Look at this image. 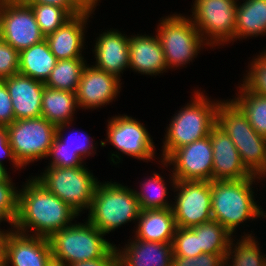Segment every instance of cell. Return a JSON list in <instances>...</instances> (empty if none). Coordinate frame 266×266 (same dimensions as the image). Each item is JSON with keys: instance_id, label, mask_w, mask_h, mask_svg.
I'll return each mask as SVG.
<instances>
[{"instance_id": "39", "label": "cell", "mask_w": 266, "mask_h": 266, "mask_svg": "<svg viewBox=\"0 0 266 266\" xmlns=\"http://www.w3.org/2000/svg\"><path fill=\"white\" fill-rule=\"evenodd\" d=\"M11 179L0 181V207L15 220L18 211L19 191L14 187Z\"/></svg>"}, {"instance_id": "10", "label": "cell", "mask_w": 266, "mask_h": 266, "mask_svg": "<svg viewBox=\"0 0 266 266\" xmlns=\"http://www.w3.org/2000/svg\"><path fill=\"white\" fill-rule=\"evenodd\" d=\"M238 0H195L190 17L205 44L214 47L235 41ZM210 38V39H207Z\"/></svg>"}, {"instance_id": "7", "label": "cell", "mask_w": 266, "mask_h": 266, "mask_svg": "<svg viewBox=\"0 0 266 266\" xmlns=\"http://www.w3.org/2000/svg\"><path fill=\"white\" fill-rule=\"evenodd\" d=\"M41 175L33 176L48 191L68 204L78 214L90 209L95 189L100 181L87 167H47ZM89 170V171H88Z\"/></svg>"}, {"instance_id": "32", "label": "cell", "mask_w": 266, "mask_h": 266, "mask_svg": "<svg viewBox=\"0 0 266 266\" xmlns=\"http://www.w3.org/2000/svg\"><path fill=\"white\" fill-rule=\"evenodd\" d=\"M42 34L46 37L64 25L73 16L64 8L48 4H28Z\"/></svg>"}, {"instance_id": "11", "label": "cell", "mask_w": 266, "mask_h": 266, "mask_svg": "<svg viewBox=\"0 0 266 266\" xmlns=\"http://www.w3.org/2000/svg\"><path fill=\"white\" fill-rule=\"evenodd\" d=\"M170 179L178 191L171 207L176 226L191 228L211 221V181L176 180L173 174Z\"/></svg>"}, {"instance_id": "4", "label": "cell", "mask_w": 266, "mask_h": 266, "mask_svg": "<svg viewBox=\"0 0 266 266\" xmlns=\"http://www.w3.org/2000/svg\"><path fill=\"white\" fill-rule=\"evenodd\" d=\"M140 211L134 189L117 182H100L87 220L106 235L128 222L137 221Z\"/></svg>"}, {"instance_id": "47", "label": "cell", "mask_w": 266, "mask_h": 266, "mask_svg": "<svg viewBox=\"0 0 266 266\" xmlns=\"http://www.w3.org/2000/svg\"><path fill=\"white\" fill-rule=\"evenodd\" d=\"M46 266H70V265L64 261L51 257Z\"/></svg>"}, {"instance_id": "13", "label": "cell", "mask_w": 266, "mask_h": 266, "mask_svg": "<svg viewBox=\"0 0 266 266\" xmlns=\"http://www.w3.org/2000/svg\"><path fill=\"white\" fill-rule=\"evenodd\" d=\"M107 139L100 141L102 147L106 141L120 150L122 154L150 161L155 155V145L143 123L128 115H118L108 120Z\"/></svg>"}, {"instance_id": "40", "label": "cell", "mask_w": 266, "mask_h": 266, "mask_svg": "<svg viewBox=\"0 0 266 266\" xmlns=\"http://www.w3.org/2000/svg\"><path fill=\"white\" fill-rule=\"evenodd\" d=\"M15 121L9 91L3 80H0V127H5Z\"/></svg>"}, {"instance_id": "30", "label": "cell", "mask_w": 266, "mask_h": 266, "mask_svg": "<svg viewBox=\"0 0 266 266\" xmlns=\"http://www.w3.org/2000/svg\"><path fill=\"white\" fill-rule=\"evenodd\" d=\"M243 237L241 236L242 239H239L236 244L233 243L234 239L231 240L225 255V266H265L266 255H262L256 238L252 236V233L245 234ZM230 259L232 263H229Z\"/></svg>"}, {"instance_id": "38", "label": "cell", "mask_w": 266, "mask_h": 266, "mask_svg": "<svg viewBox=\"0 0 266 266\" xmlns=\"http://www.w3.org/2000/svg\"><path fill=\"white\" fill-rule=\"evenodd\" d=\"M171 266H225L223 254L202 253L196 257L172 255Z\"/></svg>"}, {"instance_id": "24", "label": "cell", "mask_w": 266, "mask_h": 266, "mask_svg": "<svg viewBox=\"0 0 266 266\" xmlns=\"http://www.w3.org/2000/svg\"><path fill=\"white\" fill-rule=\"evenodd\" d=\"M79 108L76 93L45 86L42 95L41 116L55 126L72 123Z\"/></svg>"}, {"instance_id": "48", "label": "cell", "mask_w": 266, "mask_h": 266, "mask_svg": "<svg viewBox=\"0 0 266 266\" xmlns=\"http://www.w3.org/2000/svg\"><path fill=\"white\" fill-rule=\"evenodd\" d=\"M266 176V160H265V163L261 166V168L254 174V177L255 179H258L260 180L261 177H262V180H263V177L265 178Z\"/></svg>"}, {"instance_id": "17", "label": "cell", "mask_w": 266, "mask_h": 266, "mask_svg": "<svg viewBox=\"0 0 266 266\" xmlns=\"http://www.w3.org/2000/svg\"><path fill=\"white\" fill-rule=\"evenodd\" d=\"M51 257L48 238L13 229L7 244L6 266H46Z\"/></svg>"}, {"instance_id": "15", "label": "cell", "mask_w": 266, "mask_h": 266, "mask_svg": "<svg viewBox=\"0 0 266 266\" xmlns=\"http://www.w3.org/2000/svg\"><path fill=\"white\" fill-rule=\"evenodd\" d=\"M91 66L86 64L81 73L76 91L79 109H96L110 104L120 93V79Z\"/></svg>"}, {"instance_id": "42", "label": "cell", "mask_w": 266, "mask_h": 266, "mask_svg": "<svg viewBox=\"0 0 266 266\" xmlns=\"http://www.w3.org/2000/svg\"><path fill=\"white\" fill-rule=\"evenodd\" d=\"M4 157H8L9 160L13 163L14 168L17 167L22 169V166L17 162L14 157L12 148L8 142V134L5 127H0V165H4L1 161Z\"/></svg>"}, {"instance_id": "25", "label": "cell", "mask_w": 266, "mask_h": 266, "mask_svg": "<svg viewBox=\"0 0 266 266\" xmlns=\"http://www.w3.org/2000/svg\"><path fill=\"white\" fill-rule=\"evenodd\" d=\"M57 61L44 39L19 52V73L45 83Z\"/></svg>"}, {"instance_id": "22", "label": "cell", "mask_w": 266, "mask_h": 266, "mask_svg": "<svg viewBox=\"0 0 266 266\" xmlns=\"http://www.w3.org/2000/svg\"><path fill=\"white\" fill-rule=\"evenodd\" d=\"M116 251L118 266H171L173 245L133 239Z\"/></svg>"}, {"instance_id": "28", "label": "cell", "mask_w": 266, "mask_h": 266, "mask_svg": "<svg viewBox=\"0 0 266 266\" xmlns=\"http://www.w3.org/2000/svg\"><path fill=\"white\" fill-rule=\"evenodd\" d=\"M85 62L84 58L58 60L44 85L76 93Z\"/></svg>"}, {"instance_id": "34", "label": "cell", "mask_w": 266, "mask_h": 266, "mask_svg": "<svg viewBox=\"0 0 266 266\" xmlns=\"http://www.w3.org/2000/svg\"><path fill=\"white\" fill-rule=\"evenodd\" d=\"M173 254L181 257H196L203 252L199 249L198 237L191 228L177 227L173 238Z\"/></svg>"}, {"instance_id": "5", "label": "cell", "mask_w": 266, "mask_h": 266, "mask_svg": "<svg viewBox=\"0 0 266 266\" xmlns=\"http://www.w3.org/2000/svg\"><path fill=\"white\" fill-rule=\"evenodd\" d=\"M217 125L235 144L246 169L254 175L266 160V137L258 134L242 110L231 100H221Z\"/></svg>"}, {"instance_id": "37", "label": "cell", "mask_w": 266, "mask_h": 266, "mask_svg": "<svg viewBox=\"0 0 266 266\" xmlns=\"http://www.w3.org/2000/svg\"><path fill=\"white\" fill-rule=\"evenodd\" d=\"M19 73V52L0 38V80Z\"/></svg>"}, {"instance_id": "3", "label": "cell", "mask_w": 266, "mask_h": 266, "mask_svg": "<svg viewBox=\"0 0 266 266\" xmlns=\"http://www.w3.org/2000/svg\"><path fill=\"white\" fill-rule=\"evenodd\" d=\"M194 99L181 108L171 119L166 129L162 156L165 160L174 150L209 136L217 124V108L220 101L213 102L199 90Z\"/></svg>"}, {"instance_id": "27", "label": "cell", "mask_w": 266, "mask_h": 266, "mask_svg": "<svg viewBox=\"0 0 266 266\" xmlns=\"http://www.w3.org/2000/svg\"><path fill=\"white\" fill-rule=\"evenodd\" d=\"M191 229L198 237L199 249L203 253L226 255L233 238L218 221L211 220Z\"/></svg>"}, {"instance_id": "9", "label": "cell", "mask_w": 266, "mask_h": 266, "mask_svg": "<svg viewBox=\"0 0 266 266\" xmlns=\"http://www.w3.org/2000/svg\"><path fill=\"white\" fill-rule=\"evenodd\" d=\"M5 129L14 157L24 168L31 162L48 158L57 126L39 116L15 120L5 126Z\"/></svg>"}, {"instance_id": "21", "label": "cell", "mask_w": 266, "mask_h": 266, "mask_svg": "<svg viewBox=\"0 0 266 266\" xmlns=\"http://www.w3.org/2000/svg\"><path fill=\"white\" fill-rule=\"evenodd\" d=\"M129 68L151 76L168 70L157 34L154 37L146 34L129 37Z\"/></svg>"}, {"instance_id": "49", "label": "cell", "mask_w": 266, "mask_h": 266, "mask_svg": "<svg viewBox=\"0 0 266 266\" xmlns=\"http://www.w3.org/2000/svg\"><path fill=\"white\" fill-rule=\"evenodd\" d=\"M4 165H0V181H7L10 177Z\"/></svg>"}, {"instance_id": "6", "label": "cell", "mask_w": 266, "mask_h": 266, "mask_svg": "<svg viewBox=\"0 0 266 266\" xmlns=\"http://www.w3.org/2000/svg\"><path fill=\"white\" fill-rule=\"evenodd\" d=\"M85 223V224H84ZM54 232L48 239L52 257L73 263L102 258L113 246L88 220Z\"/></svg>"}, {"instance_id": "26", "label": "cell", "mask_w": 266, "mask_h": 266, "mask_svg": "<svg viewBox=\"0 0 266 266\" xmlns=\"http://www.w3.org/2000/svg\"><path fill=\"white\" fill-rule=\"evenodd\" d=\"M243 2L236 8L235 40L266 35V0Z\"/></svg>"}, {"instance_id": "45", "label": "cell", "mask_w": 266, "mask_h": 266, "mask_svg": "<svg viewBox=\"0 0 266 266\" xmlns=\"http://www.w3.org/2000/svg\"><path fill=\"white\" fill-rule=\"evenodd\" d=\"M0 229V266H6V253L9 236L13 230Z\"/></svg>"}, {"instance_id": "46", "label": "cell", "mask_w": 266, "mask_h": 266, "mask_svg": "<svg viewBox=\"0 0 266 266\" xmlns=\"http://www.w3.org/2000/svg\"><path fill=\"white\" fill-rule=\"evenodd\" d=\"M7 221L11 227H14V220L0 207V223Z\"/></svg>"}, {"instance_id": "50", "label": "cell", "mask_w": 266, "mask_h": 266, "mask_svg": "<svg viewBox=\"0 0 266 266\" xmlns=\"http://www.w3.org/2000/svg\"><path fill=\"white\" fill-rule=\"evenodd\" d=\"M16 4H29L32 0H10Z\"/></svg>"}, {"instance_id": "16", "label": "cell", "mask_w": 266, "mask_h": 266, "mask_svg": "<svg viewBox=\"0 0 266 266\" xmlns=\"http://www.w3.org/2000/svg\"><path fill=\"white\" fill-rule=\"evenodd\" d=\"M209 136L213 149L212 180L236 181L252 176L242 164L235 144L223 129L216 124Z\"/></svg>"}, {"instance_id": "33", "label": "cell", "mask_w": 266, "mask_h": 266, "mask_svg": "<svg viewBox=\"0 0 266 266\" xmlns=\"http://www.w3.org/2000/svg\"><path fill=\"white\" fill-rule=\"evenodd\" d=\"M253 58L243 84L252 92L266 96V55L262 52Z\"/></svg>"}, {"instance_id": "23", "label": "cell", "mask_w": 266, "mask_h": 266, "mask_svg": "<svg viewBox=\"0 0 266 266\" xmlns=\"http://www.w3.org/2000/svg\"><path fill=\"white\" fill-rule=\"evenodd\" d=\"M134 238L149 242L172 243L177 228L171 208L141 210Z\"/></svg>"}, {"instance_id": "8", "label": "cell", "mask_w": 266, "mask_h": 266, "mask_svg": "<svg viewBox=\"0 0 266 266\" xmlns=\"http://www.w3.org/2000/svg\"><path fill=\"white\" fill-rule=\"evenodd\" d=\"M157 29L168 69L190 63L207 45L190 17L182 14L166 16Z\"/></svg>"}, {"instance_id": "36", "label": "cell", "mask_w": 266, "mask_h": 266, "mask_svg": "<svg viewBox=\"0 0 266 266\" xmlns=\"http://www.w3.org/2000/svg\"><path fill=\"white\" fill-rule=\"evenodd\" d=\"M68 125H70V123L57 126L56 137L62 142V147L69 148L72 151H76V153L83 160H84V158H87V156H89V155L92 156L93 153L96 154V152L93 151L95 149L94 144H93L94 141L92 139L91 140L89 139L88 134H86V133L81 134V136L83 137L82 138L83 140L81 138H80V140H78L79 138L78 139L76 138L79 133H77L76 137L74 136L75 138L73 137V134L78 132V130H76L75 133H71V135L69 134L68 137H66V138L63 136L65 128Z\"/></svg>"}, {"instance_id": "43", "label": "cell", "mask_w": 266, "mask_h": 266, "mask_svg": "<svg viewBox=\"0 0 266 266\" xmlns=\"http://www.w3.org/2000/svg\"><path fill=\"white\" fill-rule=\"evenodd\" d=\"M29 4H48L67 10L72 16L80 13L68 0H32Z\"/></svg>"}, {"instance_id": "29", "label": "cell", "mask_w": 266, "mask_h": 266, "mask_svg": "<svg viewBox=\"0 0 266 266\" xmlns=\"http://www.w3.org/2000/svg\"><path fill=\"white\" fill-rule=\"evenodd\" d=\"M238 88L240 95L232 101L246 115L254 130L266 137V96L250 91L244 84Z\"/></svg>"}, {"instance_id": "31", "label": "cell", "mask_w": 266, "mask_h": 266, "mask_svg": "<svg viewBox=\"0 0 266 266\" xmlns=\"http://www.w3.org/2000/svg\"><path fill=\"white\" fill-rule=\"evenodd\" d=\"M150 178H145L141 184V191L134 192L138 199L141 210L166 209L171 208L172 203L166 199L168 188L163 177L158 173H153ZM151 188V189H150ZM167 200V201H166Z\"/></svg>"}, {"instance_id": "19", "label": "cell", "mask_w": 266, "mask_h": 266, "mask_svg": "<svg viewBox=\"0 0 266 266\" xmlns=\"http://www.w3.org/2000/svg\"><path fill=\"white\" fill-rule=\"evenodd\" d=\"M94 67L120 79V74L129 68V37L118 30H109L100 34L96 40Z\"/></svg>"}, {"instance_id": "1", "label": "cell", "mask_w": 266, "mask_h": 266, "mask_svg": "<svg viewBox=\"0 0 266 266\" xmlns=\"http://www.w3.org/2000/svg\"><path fill=\"white\" fill-rule=\"evenodd\" d=\"M24 185L18 193V211L11 229L25 234L31 230L30 235L49 238L54 232L71 226V221L79 215L34 177Z\"/></svg>"}, {"instance_id": "12", "label": "cell", "mask_w": 266, "mask_h": 266, "mask_svg": "<svg viewBox=\"0 0 266 266\" xmlns=\"http://www.w3.org/2000/svg\"><path fill=\"white\" fill-rule=\"evenodd\" d=\"M0 38L21 52L45 39L28 4L0 0Z\"/></svg>"}, {"instance_id": "35", "label": "cell", "mask_w": 266, "mask_h": 266, "mask_svg": "<svg viewBox=\"0 0 266 266\" xmlns=\"http://www.w3.org/2000/svg\"><path fill=\"white\" fill-rule=\"evenodd\" d=\"M51 163L47 167H60L72 168L83 166V159L69 148L62 147V142L55 137L52 146L50 147L49 154Z\"/></svg>"}, {"instance_id": "44", "label": "cell", "mask_w": 266, "mask_h": 266, "mask_svg": "<svg viewBox=\"0 0 266 266\" xmlns=\"http://www.w3.org/2000/svg\"><path fill=\"white\" fill-rule=\"evenodd\" d=\"M80 13L94 14L95 7L100 0H68Z\"/></svg>"}, {"instance_id": "2", "label": "cell", "mask_w": 266, "mask_h": 266, "mask_svg": "<svg viewBox=\"0 0 266 266\" xmlns=\"http://www.w3.org/2000/svg\"><path fill=\"white\" fill-rule=\"evenodd\" d=\"M255 180L252 175L236 181H211L212 220L218 221L232 236L246 220L266 218L265 211L254 201Z\"/></svg>"}, {"instance_id": "18", "label": "cell", "mask_w": 266, "mask_h": 266, "mask_svg": "<svg viewBox=\"0 0 266 266\" xmlns=\"http://www.w3.org/2000/svg\"><path fill=\"white\" fill-rule=\"evenodd\" d=\"M9 91L15 120L41 116L44 83L17 73L2 79Z\"/></svg>"}, {"instance_id": "20", "label": "cell", "mask_w": 266, "mask_h": 266, "mask_svg": "<svg viewBox=\"0 0 266 266\" xmlns=\"http://www.w3.org/2000/svg\"><path fill=\"white\" fill-rule=\"evenodd\" d=\"M90 16L92 15L89 13H78L45 37L50 51L58 60L84 58V33Z\"/></svg>"}, {"instance_id": "41", "label": "cell", "mask_w": 266, "mask_h": 266, "mask_svg": "<svg viewBox=\"0 0 266 266\" xmlns=\"http://www.w3.org/2000/svg\"><path fill=\"white\" fill-rule=\"evenodd\" d=\"M70 266H118L116 245H114L102 258L79 261Z\"/></svg>"}, {"instance_id": "14", "label": "cell", "mask_w": 266, "mask_h": 266, "mask_svg": "<svg viewBox=\"0 0 266 266\" xmlns=\"http://www.w3.org/2000/svg\"><path fill=\"white\" fill-rule=\"evenodd\" d=\"M162 165H173L176 180L212 181L213 149L210 136L174 150ZM169 164V165H168Z\"/></svg>"}]
</instances>
